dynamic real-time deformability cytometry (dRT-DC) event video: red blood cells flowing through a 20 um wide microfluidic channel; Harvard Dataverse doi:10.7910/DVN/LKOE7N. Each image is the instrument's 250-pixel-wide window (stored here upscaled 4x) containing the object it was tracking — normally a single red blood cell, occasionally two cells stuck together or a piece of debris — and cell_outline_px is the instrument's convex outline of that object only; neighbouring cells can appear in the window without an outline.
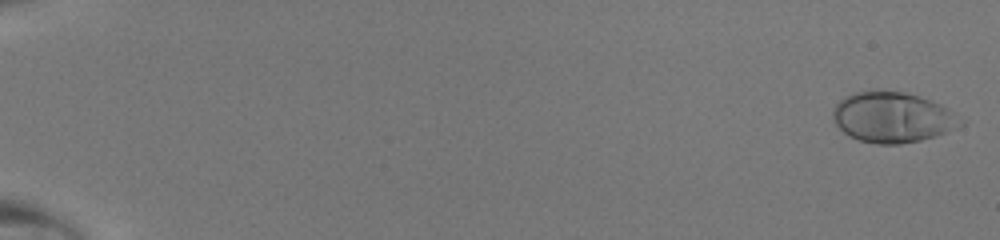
{"species": "human", "species_latin": "Homo sapiens", "temperature_condition": "room temperature", "stored_images_in_passage": 48, "camera_frame_rate_fps": 3000, "um_per_image_px": 0.085, "donor": {"sex": "male"}, "frame": {"image": 1, "passage_image": 1, "time_ms": 0.0, "image_size_px": [1000, 240], "cell_outline_px": [[956, 124], [952, 128], [936, 136], [920, 140], [900, 144], [876, 144], [860, 140], [848, 136], [836, 124], [832, 116], [832, 108], [844, 96], [852, 92], [872, 88], [876, 88], [904, 92], [920, 96], [932, 100], [940, 104], [948, 112]], "centroid_in_image_um": [75.68, 9.93], "position_along_channel_um": 9.3, "area_um2": 37.11}}
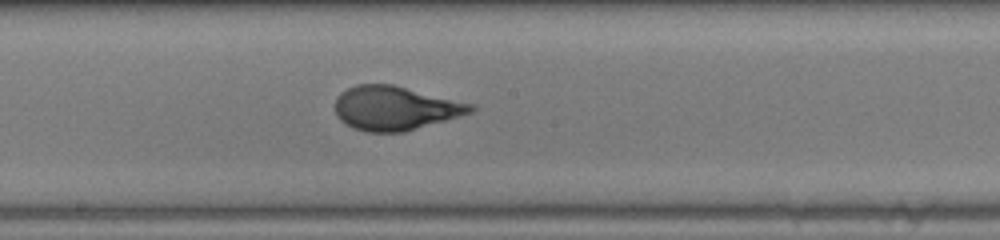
{"frame": {"image": 2, "passage_image": 29, "time_ms": 9.333, "image_size_px": [1000, 240], "cell_outline_px": [[476, 108], [472, 112], [404, 132], [364, 132], [352, 128], [344, 124], [336, 116], [336, 96], [340, 92], [356, 84], [392, 84], [476, 104]], "centroid_in_image_um": [33.57, 9.19], "position_along_channel_um": 214.6, "area_um2": 34.97}}
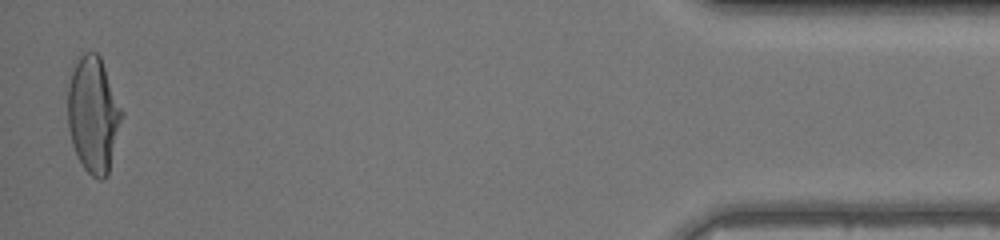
{"frame": {"image": 3, "passage_image": 48, "time_ms": 15.667, "image_size_px": [1000, 240], "cell_outline_px": [[124, 116], [108, 176], [104, 180], [100, 180], [92, 176], [84, 168], [72, 144], [68, 128], [68, 84], [72, 72], [80, 56], [84, 52], [96, 52], [100, 56], [124, 112]], "centroid_in_image_um": [7.96, 9.78], "position_along_channel_um": 427.2, "area_um2": 36.76}}